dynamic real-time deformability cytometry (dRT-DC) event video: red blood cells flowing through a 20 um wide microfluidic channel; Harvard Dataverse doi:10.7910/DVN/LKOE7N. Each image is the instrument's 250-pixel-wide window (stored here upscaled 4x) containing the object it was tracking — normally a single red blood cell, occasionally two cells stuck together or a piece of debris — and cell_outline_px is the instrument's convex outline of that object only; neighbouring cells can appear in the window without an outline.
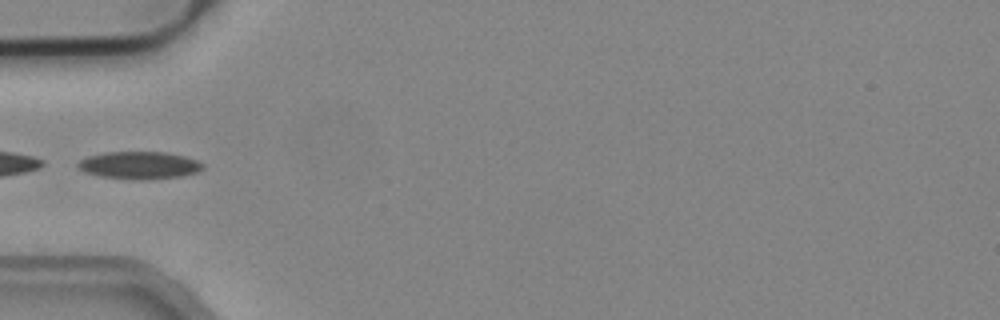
{"species": "common noctule bat (a hibernating species)", "species_latin": "Nyctalus noctula", "temperature_condition": "cold", "stored_images_in_passage": 18, "camera_frame_rate_fps": 3000, "um_per_image_px": 0.085, "animal": {"sex": "male", "body_mass_g": 19.2, "forearm_length_mm": 51.8}, "frame": {"image": 1, "passage_image": 1, "time_ms": 0.0, "image_size_px": [1000, 320], "cell_outline_px": [[204, 168], [196, 172], [184, 176], [140, 180], [100, 176], [84, 172], [76, 164], [80, 160], [88, 156], [104, 152], [164, 152], [184, 156], [196, 160], [204, 164]], "centroid_in_image_um": [11.85, 14.04], "position_along_channel_um": 73.2, "area_um2": 19.94}}